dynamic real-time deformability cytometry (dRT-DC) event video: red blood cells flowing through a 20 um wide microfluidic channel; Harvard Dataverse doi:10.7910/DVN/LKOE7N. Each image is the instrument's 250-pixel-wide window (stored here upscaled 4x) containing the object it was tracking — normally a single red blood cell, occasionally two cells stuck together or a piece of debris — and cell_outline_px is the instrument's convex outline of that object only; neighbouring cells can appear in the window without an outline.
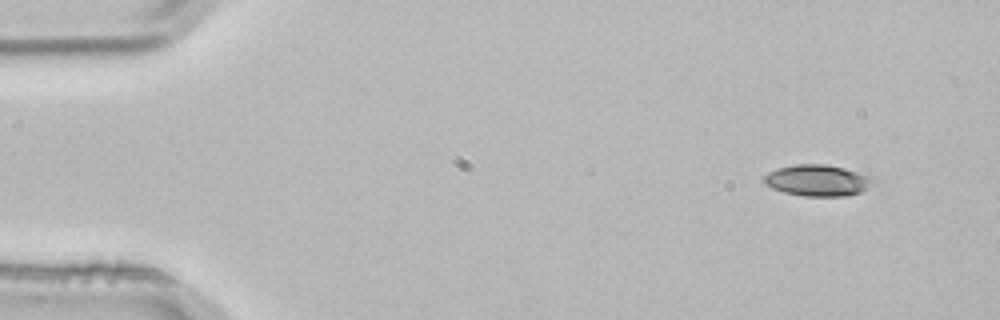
{"species": "common noctule bat (a hibernating species)", "species_latin": "Nyctalus noctula", "temperature_condition": "room temperature", "stored_images_in_passage": 4, "segment_of_instrument_passage": [2, 2], "camera_frame_rate_fps": 3000, "um_per_image_px": 0.085, "animal": {"sex": "male", "body_mass_g": 21.5, "forearm_length_mm": 52.0}, "frame": {"image": 1, "passage_image": 4, "time_ms": 1.0, "image_size_px": [1000, 320], "cell_outline_px": [[876, 180], [860, 192], [844, 196], [804, 196], [784, 192], [772, 188], [764, 184], [764, 176], [768, 172], [776, 168], [796, 164], [824, 164], [872, 176]], "centroid_in_image_um": [69.45, 15.33], "position_along_channel_um": 15.6, "area_um2": 19.71}}